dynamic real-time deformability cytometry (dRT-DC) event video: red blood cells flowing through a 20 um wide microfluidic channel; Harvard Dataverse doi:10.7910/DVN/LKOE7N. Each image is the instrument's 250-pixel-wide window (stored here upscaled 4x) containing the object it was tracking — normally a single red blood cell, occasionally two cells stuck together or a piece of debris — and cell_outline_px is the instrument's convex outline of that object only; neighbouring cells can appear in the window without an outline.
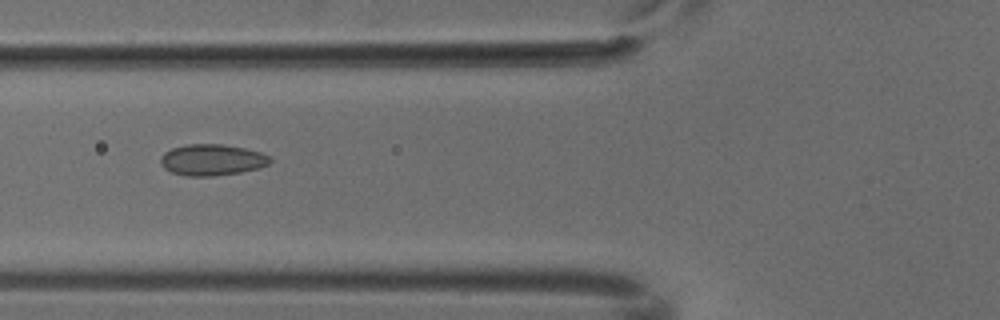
{"species": "common noctule bat (a hibernating species)", "species_latin": "Nyctalus noctula", "temperature_condition": "cold", "stored_images_in_passage": 2, "camera_frame_rate_fps": 3000, "um_per_image_px": 0.085, "animal": {"sex": "male", "body_mass_g": 18.8}, "frame": {"image": 1, "passage_image": 2, "time_ms": 0.333, "image_size_px": [1000, 320], "cell_outline_px": [[272, 160], [268, 164], [260, 168], [240, 172], [212, 176], [188, 176], [172, 172], [164, 168], [160, 164], [160, 156], [164, 152], [172, 148], [188, 144], [220, 144], [244, 148], [260, 152], [268, 156]], "centroid_in_image_um": [17.99, 13.59], "position_along_channel_um": 107.8, "area_um2": 19.88}}